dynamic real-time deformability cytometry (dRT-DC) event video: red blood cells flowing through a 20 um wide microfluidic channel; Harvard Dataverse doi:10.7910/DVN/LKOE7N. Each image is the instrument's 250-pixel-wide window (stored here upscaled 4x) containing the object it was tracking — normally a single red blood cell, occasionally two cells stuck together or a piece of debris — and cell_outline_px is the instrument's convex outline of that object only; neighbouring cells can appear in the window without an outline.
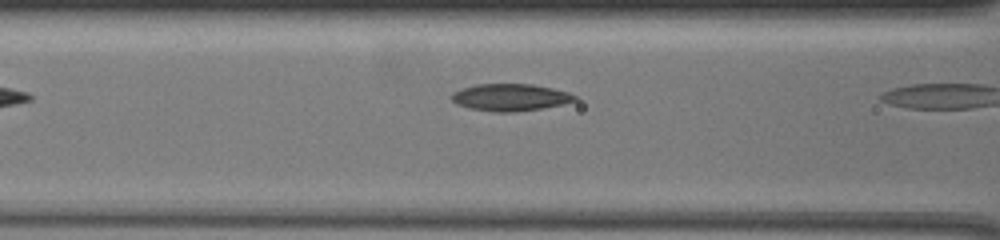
{"species": "common noctule bat (a hibernating species)", "species_latin": "Nyctalus noctula", "temperature_condition": "warm", "stored_images_in_passage": 23, "camera_frame_rate_fps": 3000, "um_per_image_px": 0.085, "animal": {"sex": "female", "body_mass_g": 19.5, "forearm_length_mm": 54.1}, "frame": {"image": 1, "passage_image": 3, "time_ms": 0.667, "image_size_px": [1000, 240], "cell_outline_px": [[576, 100], [564, 104], [516, 112], [492, 112], [468, 108], [456, 104], [452, 100], [452, 92], [476, 84], [532, 84], [552, 88], [568, 92], [576, 96]], "centroid_in_image_um": [43.36, 8.28], "position_along_channel_um": 123.2, "area_um2": 19.42}}
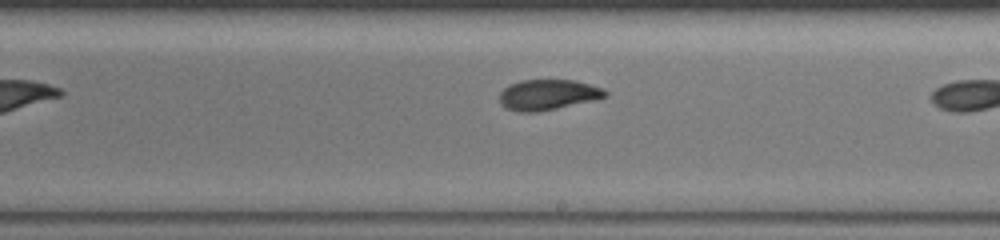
{"frame": {"image": 2, "passage_image": 14, "time_ms": 4.333, "image_size_px": [1000, 240], "cell_outline_px": [[608, 96], [596, 100], [540, 112], [516, 112], [500, 104], [500, 92], [508, 84], [520, 80], [576, 80], [604, 88], [608, 92]], "centroid_in_image_um": [46.6, 8.05], "position_along_channel_um": 242.4, "area_um2": 19.13}}
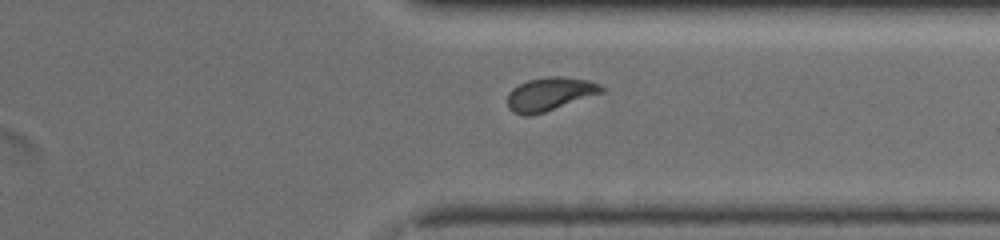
{"frame": {"image": 3, "passage_image": 21, "time_ms": 6.667, "image_size_px": [1000, 240], "cell_outline_px": [[604, 92], [532, 116], [524, 116], [512, 112], [508, 108], [508, 92], [512, 88], [528, 80], [548, 76], [560, 76], [588, 80], [600, 84], [604, 88]], "centroid_in_image_um": [46.71, 8.0], "position_along_channel_um": 364.7, "area_um2": 18.32}}